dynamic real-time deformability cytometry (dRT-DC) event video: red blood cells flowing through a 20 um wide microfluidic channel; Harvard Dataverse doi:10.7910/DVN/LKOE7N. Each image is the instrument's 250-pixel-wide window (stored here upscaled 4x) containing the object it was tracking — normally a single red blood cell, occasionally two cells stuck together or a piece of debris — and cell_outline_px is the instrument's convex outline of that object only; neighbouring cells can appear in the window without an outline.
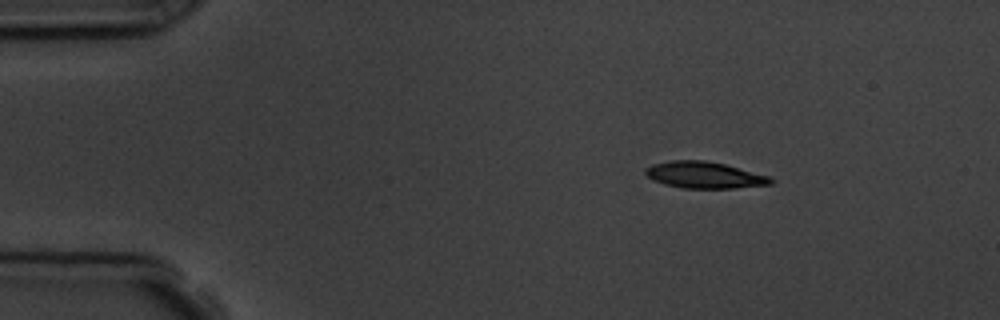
{"species": "common noctule bat (a hibernating species)", "species_latin": "Nyctalus noctula", "temperature_condition": "room temperature", "stored_images_in_passage": 3, "camera_frame_rate_fps": 3000, "um_per_image_px": 0.085, "animal": {"sex": "male", "body_mass_g": 19.5, "forearm_length_mm": 54.6}, "frame": {"image": 1, "passage_image": 1, "time_ms": 0.0, "image_size_px": [1000, 320], "cell_outline_px": [[776, 180], [772, 184], [732, 188], [684, 188], [664, 184], [652, 180], [644, 172], [644, 168], [652, 164], [672, 160], [704, 160], [724, 164], [772, 176]], "centroid_in_image_um": [59.89, 14.87], "position_along_channel_um": 25.1, "area_um2": 19.54}}